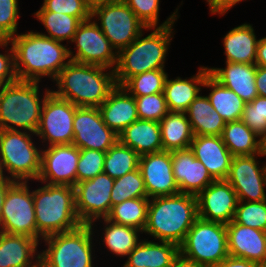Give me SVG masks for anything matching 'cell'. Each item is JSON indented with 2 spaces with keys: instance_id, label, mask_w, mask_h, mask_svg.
I'll list each match as a JSON object with an SVG mask.
<instances>
[{
  "instance_id": "cell-27",
  "label": "cell",
  "mask_w": 266,
  "mask_h": 267,
  "mask_svg": "<svg viewBox=\"0 0 266 267\" xmlns=\"http://www.w3.org/2000/svg\"><path fill=\"white\" fill-rule=\"evenodd\" d=\"M209 74L208 67H200L197 74L190 79H169L167 76L164 85V96L169 111L185 112L189 105L200 94L201 86Z\"/></svg>"
},
{
  "instance_id": "cell-28",
  "label": "cell",
  "mask_w": 266,
  "mask_h": 267,
  "mask_svg": "<svg viewBox=\"0 0 266 267\" xmlns=\"http://www.w3.org/2000/svg\"><path fill=\"white\" fill-rule=\"evenodd\" d=\"M119 141L139 156L163 151L160 124L153 120H136L119 134Z\"/></svg>"
},
{
  "instance_id": "cell-14",
  "label": "cell",
  "mask_w": 266,
  "mask_h": 267,
  "mask_svg": "<svg viewBox=\"0 0 266 267\" xmlns=\"http://www.w3.org/2000/svg\"><path fill=\"white\" fill-rule=\"evenodd\" d=\"M114 181L115 179L103 172L74 186L76 212L82 224L93 226L97 219L109 215Z\"/></svg>"
},
{
  "instance_id": "cell-16",
  "label": "cell",
  "mask_w": 266,
  "mask_h": 267,
  "mask_svg": "<svg viewBox=\"0 0 266 267\" xmlns=\"http://www.w3.org/2000/svg\"><path fill=\"white\" fill-rule=\"evenodd\" d=\"M234 156L226 180L231 184L240 201L266 200V163L259 167L257 157Z\"/></svg>"
},
{
  "instance_id": "cell-34",
  "label": "cell",
  "mask_w": 266,
  "mask_h": 267,
  "mask_svg": "<svg viewBox=\"0 0 266 267\" xmlns=\"http://www.w3.org/2000/svg\"><path fill=\"white\" fill-rule=\"evenodd\" d=\"M105 226L103 227V241L104 246L113 254L124 257L139 244V233H143L138 228L130 226L115 224L106 218H103Z\"/></svg>"
},
{
  "instance_id": "cell-36",
  "label": "cell",
  "mask_w": 266,
  "mask_h": 267,
  "mask_svg": "<svg viewBox=\"0 0 266 267\" xmlns=\"http://www.w3.org/2000/svg\"><path fill=\"white\" fill-rule=\"evenodd\" d=\"M140 156L119 140L106 152L103 172L113 179L139 168Z\"/></svg>"
},
{
  "instance_id": "cell-52",
  "label": "cell",
  "mask_w": 266,
  "mask_h": 267,
  "mask_svg": "<svg viewBox=\"0 0 266 267\" xmlns=\"http://www.w3.org/2000/svg\"><path fill=\"white\" fill-rule=\"evenodd\" d=\"M14 180L3 177L0 180V226H1V215H2V207L7 194L8 188L14 183Z\"/></svg>"
},
{
  "instance_id": "cell-31",
  "label": "cell",
  "mask_w": 266,
  "mask_h": 267,
  "mask_svg": "<svg viewBox=\"0 0 266 267\" xmlns=\"http://www.w3.org/2000/svg\"><path fill=\"white\" fill-rule=\"evenodd\" d=\"M159 124L163 151L190 148L194 134L185 112L169 111Z\"/></svg>"
},
{
  "instance_id": "cell-19",
  "label": "cell",
  "mask_w": 266,
  "mask_h": 267,
  "mask_svg": "<svg viewBox=\"0 0 266 267\" xmlns=\"http://www.w3.org/2000/svg\"><path fill=\"white\" fill-rule=\"evenodd\" d=\"M139 169L144 179L148 198L180 193L174 179L170 151L140 156Z\"/></svg>"
},
{
  "instance_id": "cell-47",
  "label": "cell",
  "mask_w": 266,
  "mask_h": 267,
  "mask_svg": "<svg viewBox=\"0 0 266 267\" xmlns=\"http://www.w3.org/2000/svg\"><path fill=\"white\" fill-rule=\"evenodd\" d=\"M10 48L4 54L0 53V87L6 84L13 83L17 81V75L15 72V61H14V50L10 40H0V47Z\"/></svg>"
},
{
  "instance_id": "cell-44",
  "label": "cell",
  "mask_w": 266,
  "mask_h": 267,
  "mask_svg": "<svg viewBox=\"0 0 266 267\" xmlns=\"http://www.w3.org/2000/svg\"><path fill=\"white\" fill-rule=\"evenodd\" d=\"M241 120L262 139L266 135V97L257 96L246 103Z\"/></svg>"
},
{
  "instance_id": "cell-33",
  "label": "cell",
  "mask_w": 266,
  "mask_h": 267,
  "mask_svg": "<svg viewBox=\"0 0 266 267\" xmlns=\"http://www.w3.org/2000/svg\"><path fill=\"white\" fill-rule=\"evenodd\" d=\"M221 136L233 156H251L261 153V138L241 119L226 122Z\"/></svg>"
},
{
  "instance_id": "cell-24",
  "label": "cell",
  "mask_w": 266,
  "mask_h": 267,
  "mask_svg": "<svg viewBox=\"0 0 266 267\" xmlns=\"http://www.w3.org/2000/svg\"><path fill=\"white\" fill-rule=\"evenodd\" d=\"M225 63V68H208L209 74L223 86L235 92L245 103L259 96L255 85V64Z\"/></svg>"
},
{
  "instance_id": "cell-50",
  "label": "cell",
  "mask_w": 266,
  "mask_h": 267,
  "mask_svg": "<svg viewBox=\"0 0 266 267\" xmlns=\"http://www.w3.org/2000/svg\"><path fill=\"white\" fill-rule=\"evenodd\" d=\"M255 85L258 95L266 97V67L256 66Z\"/></svg>"
},
{
  "instance_id": "cell-29",
  "label": "cell",
  "mask_w": 266,
  "mask_h": 267,
  "mask_svg": "<svg viewBox=\"0 0 266 267\" xmlns=\"http://www.w3.org/2000/svg\"><path fill=\"white\" fill-rule=\"evenodd\" d=\"M226 62L255 64L258 40L252 25L244 23L223 38Z\"/></svg>"
},
{
  "instance_id": "cell-23",
  "label": "cell",
  "mask_w": 266,
  "mask_h": 267,
  "mask_svg": "<svg viewBox=\"0 0 266 267\" xmlns=\"http://www.w3.org/2000/svg\"><path fill=\"white\" fill-rule=\"evenodd\" d=\"M98 108L103 122L118 136L127 126L139 119L134 96L120 85L110 91L107 99Z\"/></svg>"
},
{
  "instance_id": "cell-6",
  "label": "cell",
  "mask_w": 266,
  "mask_h": 267,
  "mask_svg": "<svg viewBox=\"0 0 266 267\" xmlns=\"http://www.w3.org/2000/svg\"><path fill=\"white\" fill-rule=\"evenodd\" d=\"M37 232L43 237L76 229L82 223L75 207V190L68 185L40 186L32 191Z\"/></svg>"
},
{
  "instance_id": "cell-2",
  "label": "cell",
  "mask_w": 266,
  "mask_h": 267,
  "mask_svg": "<svg viewBox=\"0 0 266 267\" xmlns=\"http://www.w3.org/2000/svg\"><path fill=\"white\" fill-rule=\"evenodd\" d=\"M197 196L187 193L149 198L144 233L180 246L198 219Z\"/></svg>"
},
{
  "instance_id": "cell-12",
  "label": "cell",
  "mask_w": 266,
  "mask_h": 267,
  "mask_svg": "<svg viewBox=\"0 0 266 267\" xmlns=\"http://www.w3.org/2000/svg\"><path fill=\"white\" fill-rule=\"evenodd\" d=\"M72 43L77 51L69 47L71 61L115 70L118 53L92 18L78 25Z\"/></svg>"
},
{
  "instance_id": "cell-20",
  "label": "cell",
  "mask_w": 266,
  "mask_h": 267,
  "mask_svg": "<svg viewBox=\"0 0 266 267\" xmlns=\"http://www.w3.org/2000/svg\"><path fill=\"white\" fill-rule=\"evenodd\" d=\"M174 179L180 193L198 195L214 179L190 149L170 151Z\"/></svg>"
},
{
  "instance_id": "cell-42",
  "label": "cell",
  "mask_w": 266,
  "mask_h": 267,
  "mask_svg": "<svg viewBox=\"0 0 266 267\" xmlns=\"http://www.w3.org/2000/svg\"><path fill=\"white\" fill-rule=\"evenodd\" d=\"M106 153L93 149H80V157L76 169V184L94 178L103 173Z\"/></svg>"
},
{
  "instance_id": "cell-40",
  "label": "cell",
  "mask_w": 266,
  "mask_h": 267,
  "mask_svg": "<svg viewBox=\"0 0 266 267\" xmlns=\"http://www.w3.org/2000/svg\"><path fill=\"white\" fill-rule=\"evenodd\" d=\"M135 13L138 19L147 27H165L174 25L178 16V9L170 15L161 25L158 26L160 0H123Z\"/></svg>"
},
{
  "instance_id": "cell-48",
  "label": "cell",
  "mask_w": 266,
  "mask_h": 267,
  "mask_svg": "<svg viewBox=\"0 0 266 267\" xmlns=\"http://www.w3.org/2000/svg\"><path fill=\"white\" fill-rule=\"evenodd\" d=\"M208 2L211 14L224 15L230 8L243 0H206Z\"/></svg>"
},
{
  "instance_id": "cell-21",
  "label": "cell",
  "mask_w": 266,
  "mask_h": 267,
  "mask_svg": "<svg viewBox=\"0 0 266 267\" xmlns=\"http://www.w3.org/2000/svg\"><path fill=\"white\" fill-rule=\"evenodd\" d=\"M229 256L266 265V232L235 223L226 224Z\"/></svg>"
},
{
  "instance_id": "cell-22",
  "label": "cell",
  "mask_w": 266,
  "mask_h": 267,
  "mask_svg": "<svg viewBox=\"0 0 266 267\" xmlns=\"http://www.w3.org/2000/svg\"><path fill=\"white\" fill-rule=\"evenodd\" d=\"M189 149L214 180H226L234 156L224 144L222 136H194Z\"/></svg>"
},
{
  "instance_id": "cell-32",
  "label": "cell",
  "mask_w": 266,
  "mask_h": 267,
  "mask_svg": "<svg viewBox=\"0 0 266 267\" xmlns=\"http://www.w3.org/2000/svg\"><path fill=\"white\" fill-rule=\"evenodd\" d=\"M202 87L211 89L207 98L214 107V110H216L226 122L242 119L246 103L235 92L223 86L210 74L207 75Z\"/></svg>"
},
{
  "instance_id": "cell-1",
  "label": "cell",
  "mask_w": 266,
  "mask_h": 267,
  "mask_svg": "<svg viewBox=\"0 0 266 267\" xmlns=\"http://www.w3.org/2000/svg\"><path fill=\"white\" fill-rule=\"evenodd\" d=\"M14 50L15 72L21 81L40 82L50 77L53 82L60 71L71 61L69 48L39 32L16 34L10 39Z\"/></svg>"
},
{
  "instance_id": "cell-49",
  "label": "cell",
  "mask_w": 266,
  "mask_h": 267,
  "mask_svg": "<svg viewBox=\"0 0 266 267\" xmlns=\"http://www.w3.org/2000/svg\"><path fill=\"white\" fill-rule=\"evenodd\" d=\"M258 266L259 264L255 262L242 258L228 256L220 263L213 265L211 267H258Z\"/></svg>"
},
{
  "instance_id": "cell-26",
  "label": "cell",
  "mask_w": 266,
  "mask_h": 267,
  "mask_svg": "<svg viewBox=\"0 0 266 267\" xmlns=\"http://www.w3.org/2000/svg\"><path fill=\"white\" fill-rule=\"evenodd\" d=\"M179 254L175 243L144 239L129 253L122 267H171Z\"/></svg>"
},
{
  "instance_id": "cell-46",
  "label": "cell",
  "mask_w": 266,
  "mask_h": 267,
  "mask_svg": "<svg viewBox=\"0 0 266 267\" xmlns=\"http://www.w3.org/2000/svg\"><path fill=\"white\" fill-rule=\"evenodd\" d=\"M18 0H0V40H10L17 33Z\"/></svg>"
},
{
  "instance_id": "cell-13",
  "label": "cell",
  "mask_w": 266,
  "mask_h": 267,
  "mask_svg": "<svg viewBox=\"0 0 266 267\" xmlns=\"http://www.w3.org/2000/svg\"><path fill=\"white\" fill-rule=\"evenodd\" d=\"M77 106L55 96L52 92L45 98L36 136L48 146L72 144L74 138V115Z\"/></svg>"
},
{
  "instance_id": "cell-56",
  "label": "cell",
  "mask_w": 266,
  "mask_h": 267,
  "mask_svg": "<svg viewBox=\"0 0 266 267\" xmlns=\"http://www.w3.org/2000/svg\"><path fill=\"white\" fill-rule=\"evenodd\" d=\"M36 267H45L41 262H38V264L36 265Z\"/></svg>"
},
{
  "instance_id": "cell-45",
  "label": "cell",
  "mask_w": 266,
  "mask_h": 267,
  "mask_svg": "<svg viewBox=\"0 0 266 267\" xmlns=\"http://www.w3.org/2000/svg\"><path fill=\"white\" fill-rule=\"evenodd\" d=\"M38 11H51L76 17L80 22L91 19V10L84 0H44Z\"/></svg>"
},
{
  "instance_id": "cell-54",
  "label": "cell",
  "mask_w": 266,
  "mask_h": 267,
  "mask_svg": "<svg viewBox=\"0 0 266 267\" xmlns=\"http://www.w3.org/2000/svg\"><path fill=\"white\" fill-rule=\"evenodd\" d=\"M117 0H84V3L89 7V9L92 11L94 8L105 5L110 2H114Z\"/></svg>"
},
{
  "instance_id": "cell-4",
  "label": "cell",
  "mask_w": 266,
  "mask_h": 267,
  "mask_svg": "<svg viewBox=\"0 0 266 267\" xmlns=\"http://www.w3.org/2000/svg\"><path fill=\"white\" fill-rule=\"evenodd\" d=\"M39 98V82L17 80L0 87V130L36 133L45 98ZM16 126V127H14ZM19 128V129H18Z\"/></svg>"
},
{
  "instance_id": "cell-8",
  "label": "cell",
  "mask_w": 266,
  "mask_h": 267,
  "mask_svg": "<svg viewBox=\"0 0 266 267\" xmlns=\"http://www.w3.org/2000/svg\"><path fill=\"white\" fill-rule=\"evenodd\" d=\"M93 230L90 224H81L43 238L48 248L40 251V262L45 267H94Z\"/></svg>"
},
{
  "instance_id": "cell-43",
  "label": "cell",
  "mask_w": 266,
  "mask_h": 267,
  "mask_svg": "<svg viewBox=\"0 0 266 267\" xmlns=\"http://www.w3.org/2000/svg\"><path fill=\"white\" fill-rule=\"evenodd\" d=\"M134 98L137 105V115L141 120L160 122L169 112L163 92Z\"/></svg>"
},
{
  "instance_id": "cell-3",
  "label": "cell",
  "mask_w": 266,
  "mask_h": 267,
  "mask_svg": "<svg viewBox=\"0 0 266 267\" xmlns=\"http://www.w3.org/2000/svg\"><path fill=\"white\" fill-rule=\"evenodd\" d=\"M107 69L70 61L54 80L58 89L51 92L77 107L98 108L116 86L114 70Z\"/></svg>"
},
{
  "instance_id": "cell-41",
  "label": "cell",
  "mask_w": 266,
  "mask_h": 267,
  "mask_svg": "<svg viewBox=\"0 0 266 267\" xmlns=\"http://www.w3.org/2000/svg\"><path fill=\"white\" fill-rule=\"evenodd\" d=\"M233 221L266 232V200H238Z\"/></svg>"
},
{
  "instance_id": "cell-10",
  "label": "cell",
  "mask_w": 266,
  "mask_h": 267,
  "mask_svg": "<svg viewBox=\"0 0 266 267\" xmlns=\"http://www.w3.org/2000/svg\"><path fill=\"white\" fill-rule=\"evenodd\" d=\"M98 19L97 22L95 19ZM94 20L113 48L119 53L129 46L147 28L123 0H117L94 8ZM95 18V19H94Z\"/></svg>"
},
{
  "instance_id": "cell-37",
  "label": "cell",
  "mask_w": 266,
  "mask_h": 267,
  "mask_svg": "<svg viewBox=\"0 0 266 267\" xmlns=\"http://www.w3.org/2000/svg\"><path fill=\"white\" fill-rule=\"evenodd\" d=\"M34 16L41 21L48 33L41 32L39 34L60 42L65 40L72 42L76 29L81 23L71 15L51 11H37Z\"/></svg>"
},
{
  "instance_id": "cell-55",
  "label": "cell",
  "mask_w": 266,
  "mask_h": 267,
  "mask_svg": "<svg viewBox=\"0 0 266 267\" xmlns=\"http://www.w3.org/2000/svg\"><path fill=\"white\" fill-rule=\"evenodd\" d=\"M261 155L266 156V135L261 139Z\"/></svg>"
},
{
  "instance_id": "cell-35",
  "label": "cell",
  "mask_w": 266,
  "mask_h": 267,
  "mask_svg": "<svg viewBox=\"0 0 266 267\" xmlns=\"http://www.w3.org/2000/svg\"><path fill=\"white\" fill-rule=\"evenodd\" d=\"M148 204V197L125 200L112 206L106 219L115 224L138 228L143 232L147 222Z\"/></svg>"
},
{
  "instance_id": "cell-17",
  "label": "cell",
  "mask_w": 266,
  "mask_h": 267,
  "mask_svg": "<svg viewBox=\"0 0 266 267\" xmlns=\"http://www.w3.org/2000/svg\"><path fill=\"white\" fill-rule=\"evenodd\" d=\"M80 149L73 144L42 149L41 172L37 181L49 185H76Z\"/></svg>"
},
{
  "instance_id": "cell-5",
  "label": "cell",
  "mask_w": 266,
  "mask_h": 267,
  "mask_svg": "<svg viewBox=\"0 0 266 267\" xmlns=\"http://www.w3.org/2000/svg\"><path fill=\"white\" fill-rule=\"evenodd\" d=\"M172 26L151 28L153 32L145 38L141 33L118 53L114 70L116 85L122 86L130 77L140 73L165 69V58L174 33Z\"/></svg>"
},
{
  "instance_id": "cell-25",
  "label": "cell",
  "mask_w": 266,
  "mask_h": 267,
  "mask_svg": "<svg viewBox=\"0 0 266 267\" xmlns=\"http://www.w3.org/2000/svg\"><path fill=\"white\" fill-rule=\"evenodd\" d=\"M38 244L29 236L0 231V267H36L40 262Z\"/></svg>"
},
{
  "instance_id": "cell-9",
  "label": "cell",
  "mask_w": 266,
  "mask_h": 267,
  "mask_svg": "<svg viewBox=\"0 0 266 267\" xmlns=\"http://www.w3.org/2000/svg\"><path fill=\"white\" fill-rule=\"evenodd\" d=\"M180 254L205 267H211L229 256L226 224L198 218L179 246Z\"/></svg>"
},
{
  "instance_id": "cell-30",
  "label": "cell",
  "mask_w": 266,
  "mask_h": 267,
  "mask_svg": "<svg viewBox=\"0 0 266 267\" xmlns=\"http://www.w3.org/2000/svg\"><path fill=\"white\" fill-rule=\"evenodd\" d=\"M194 136H221L226 121L214 110L207 96L198 95L185 111Z\"/></svg>"
},
{
  "instance_id": "cell-57",
  "label": "cell",
  "mask_w": 266,
  "mask_h": 267,
  "mask_svg": "<svg viewBox=\"0 0 266 267\" xmlns=\"http://www.w3.org/2000/svg\"><path fill=\"white\" fill-rule=\"evenodd\" d=\"M3 178V174H2V171H1V168H0V180Z\"/></svg>"
},
{
  "instance_id": "cell-38",
  "label": "cell",
  "mask_w": 266,
  "mask_h": 267,
  "mask_svg": "<svg viewBox=\"0 0 266 267\" xmlns=\"http://www.w3.org/2000/svg\"><path fill=\"white\" fill-rule=\"evenodd\" d=\"M167 76L165 69H155L130 77L122 87L134 97L161 93Z\"/></svg>"
},
{
  "instance_id": "cell-7",
  "label": "cell",
  "mask_w": 266,
  "mask_h": 267,
  "mask_svg": "<svg viewBox=\"0 0 266 267\" xmlns=\"http://www.w3.org/2000/svg\"><path fill=\"white\" fill-rule=\"evenodd\" d=\"M31 135L36 134L23 130H0V168L3 177L19 182L39 178L42 150L35 146ZM4 170L10 176H5Z\"/></svg>"
},
{
  "instance_id": "cell-51",
  "label": "cell",
  "mask_w": 266,
  "mask_h": 267,
  "mask_svg": "<svg viewBox=\"0 0 266 267\" xmlns=\"http://www.w3.org/2000/svg\"><path fill=\"white\" fill-rule=\"evenodd\" d=\"M255 65L266 67V37L258 39Z\"/></svg>"
},
{
  "instance_id": "cell-39",
  "label": "cell",
  "mask_w": 266,
  "mask_h": 267,
  "mask_svg": "<svg viewBox=\"0 0 266 267\" xmlns=\"http://www.w3.org/2000/svg\"><path fill=\"white\" fill-rule=\"evenodd\" d=\"M139 197H148L139 168L115 179L110 195L112 206Z\"/></svg>"
},
{
  "instance_id": "cell-18",
  "label": "cell",
  "mask_w": 266,
  "mask_h": 267,
  "mask_svg": "<svg viewBox=\"0 0 266 267\" xmlns=\"http://www.w3.org/2000/svg\"><path fill=\"white\" fill-rule=\"evenodd\" d=\"M198 217L212 222L230 223L238 198L227 180H214L197 195Z\"/></svg>"
},
{
  "instance_id": "cell-15",
  "label": "cell",
  "mask_w": 266,
  "mask_h": 267,
  "mask_svg": "<svg viewBox=\"0 0 266 267\" xmlns=\"http://www.w3.org/2000/svg\"><path fill=\"white\" fill-rule=\"evenodd\" d=\"M74 138L72 144L78 149L107 152L119 136L102 119L99 108L77 107L74 115Z\"/></svg>"
},
{
  "instance_id": "cell-53",
  "label": "cell",
  "mask_w": 266,
  "mask_h": 267,
  "mask_svg": "<svg viewBox=\"0 0 266 267\" xmlns=\"http://www.w3.org/2000/svg\"><path fill=\"white\" fill-rule=\"evenodd\" d=\"M171 267H205V266L197 264L196 262L191 261L183 257L181 254H179L173 261Z\"/></svg>"
},
{
  "instance_id": "cell-11",
  "label": "cell",
  "mask_w": 266,
  "mask_h": 267,
  "mask_svg": "<svg viewBox=\"0 0 266 267\" xmlns=\"http://www.w3.org/2000/svg\"><path fill=\"white\" fill-rule=\"evenodd\" d=\"M27 183L15 181L8 188L2 207L0 231L26 235L39 242L43 237L37 232L34 199Z\"/></svg>"
}]
</instances>
